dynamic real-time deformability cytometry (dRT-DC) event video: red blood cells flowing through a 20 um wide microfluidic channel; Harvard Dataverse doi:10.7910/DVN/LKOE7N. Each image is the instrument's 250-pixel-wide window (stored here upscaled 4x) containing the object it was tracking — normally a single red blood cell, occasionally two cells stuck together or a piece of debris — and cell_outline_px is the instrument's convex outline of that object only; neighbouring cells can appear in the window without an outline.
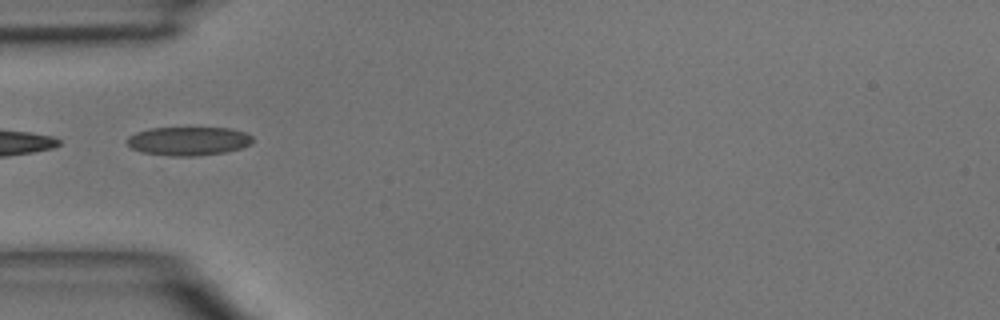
{"species": "common noctule bat (a hibernating species)", "species_latin": "Nyctalus noctula", "temperature_condition": "room temperature", "stored_images_in_passage": 3, "camera_frame_rate_fps": 3000, "um_per_image_px": 0.085, "animal": {"sex": "male", "body_mass_g": 15.6}, "frame": {"image": 1, "passage_image": 3, "time_ms": 2.0, "image_size_px": [1000, 320], "cell_outline_px": [[252, 144], [240, 148], [224, 152], [196, 156], [172, 156], [140, 152], [132, 148], [124, 140], [128, 136], [136, 132], [148, 128], [232, 128], [244, 132], [252, 136]], "centroid_in_image_um": [15.98, 11.99], "position_along_channel_um": 69.0, "area_um2": 21.1}}